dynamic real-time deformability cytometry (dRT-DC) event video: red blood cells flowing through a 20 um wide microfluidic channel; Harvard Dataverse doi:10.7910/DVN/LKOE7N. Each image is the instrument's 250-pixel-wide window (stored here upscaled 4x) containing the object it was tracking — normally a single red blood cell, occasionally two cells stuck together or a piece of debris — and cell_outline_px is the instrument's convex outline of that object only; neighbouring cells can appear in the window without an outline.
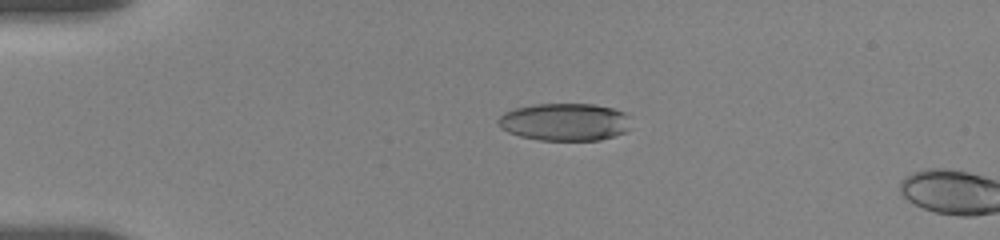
{"species": "human", "species_latin": "Homo sapiens", "temperature_condition": "room temperature", "stored_images_in_passage": 4, "camera_frame_rate_fps": 3000, "um_per_image_px": 0.085, "donor": {"sex": "female"}, "frame": {"image": 1, "passage_image": 1, "time_ms": 0.0, "image_size_px": [1000, 240], "cell_outline_px": [[632, 116], [628, 132], [616, 136], [600, 140], [540, 140], [520, 136], [508, 132], [500, 128], [500, 116], [504, 112], [516, 108], [536, 104], [596, 104], [612, 108], [624, 112]], "centroid_in_image_um": [48.09, 10.37], "position_along_channel_um": 36.9, "area_um2": 29.3}}